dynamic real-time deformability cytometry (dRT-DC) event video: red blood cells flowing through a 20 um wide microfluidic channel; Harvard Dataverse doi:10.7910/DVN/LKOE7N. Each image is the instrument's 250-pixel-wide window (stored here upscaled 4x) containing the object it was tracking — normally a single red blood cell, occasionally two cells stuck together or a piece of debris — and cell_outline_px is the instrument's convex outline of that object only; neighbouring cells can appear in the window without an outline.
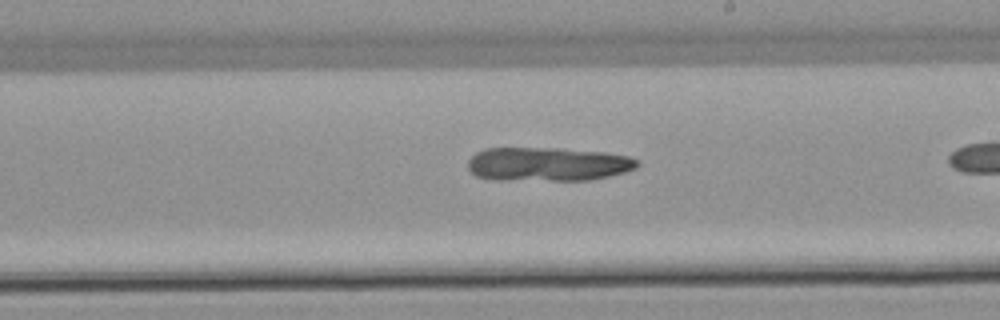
{"species": "common noctule bat (a hibernating species)", "species_latin": "Nyctalus noctula", "temperature_condition": "warm", "stored_images_in_passage": 39, "camera_frame_rate_fps": 3000, "um_per_image_px": 0.085, "animal": {"sex": "male", "body_mass_g": 21.5, "forearm_length_mm": 52.0}, "frame": {"image": 1, "passage_image": 28, "time_ms": 9.0, "image_size_px": [1000, 320], "cell_outline_px": [[640, 164], [636, 168], [624, 172], [592, 180], [496, 180], [476, 176], [468, 168], [468, 160], [476, 152], [484, 148], [560, 148], [604, 152], [628, 156], [640, 160]], "centroid_in_image_um": [46.57, 13.95], "position_along_channel_um": 242.4, "area_um2": 33.7}}
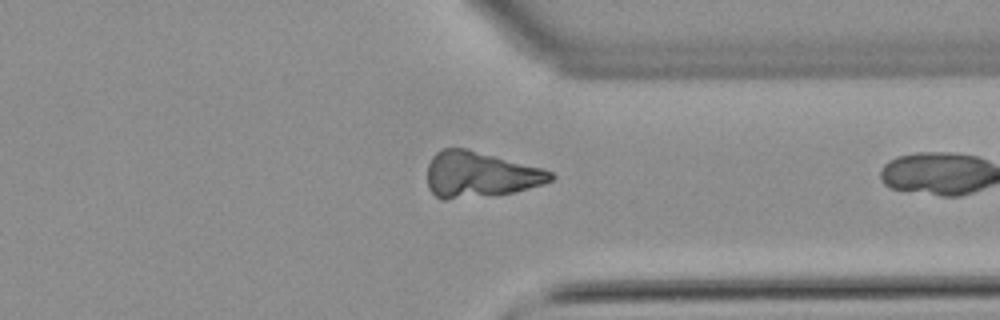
{"frame": {"image": 2, "passage_image": 38, "time_ms": 12.333, "image_size_px": [1000, 320], "cell_outline_px": [[556, 176], [552, 180], [540, 184], [512, 192], [492, 196], [444, 200], [440, 200], [428, 188], [428, 164], [432, 156], [436, 152], [444, 148], [468, 148], [544, 168], [552, 172]], "centroid_in_image_um": [40.79, 14.83], "position_along_channel_um": 370.6, "area_um2": 33.23}}